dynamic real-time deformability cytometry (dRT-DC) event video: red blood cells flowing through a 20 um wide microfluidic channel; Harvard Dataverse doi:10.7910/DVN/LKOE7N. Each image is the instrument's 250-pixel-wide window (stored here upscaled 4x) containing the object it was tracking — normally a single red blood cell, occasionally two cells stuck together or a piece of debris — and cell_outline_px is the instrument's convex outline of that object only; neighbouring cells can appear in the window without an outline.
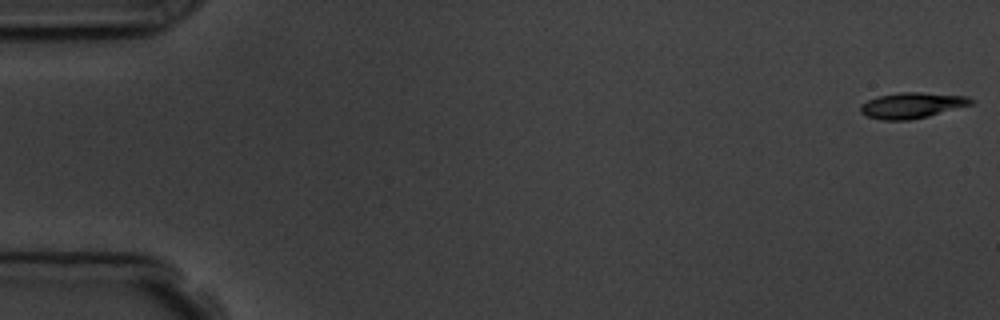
{"species": "common noctule bat (a hibernating species)", "species_latin": "Nyctalus noctula", "temperature_condition": "room temperature", "stored_images_in_passage": 8, "camera_frame_rate_fps": 3000, "um_per_image_px": 0.085, "animal": {"sex": "male", "body_mass_g": 19.5, "forearm_length_mm": 54.6}, "frame": {"image": 1, "passage_image": 1, "time_ms": 0.0, "image_size_px": [1000, 320], "cell_outline_px": [[976, 100], [972, 104], [928, 116], [908, 120], [880, 120], [868, 116], [860, 112], [860, 104], [868, 100], [880, 96], [900, 92], [920, 92], [968, 96]], "centroid_in_image_um": [77.53, 8.95], "position_along_channel_um": 7.5, "area_um2": 16.53}}
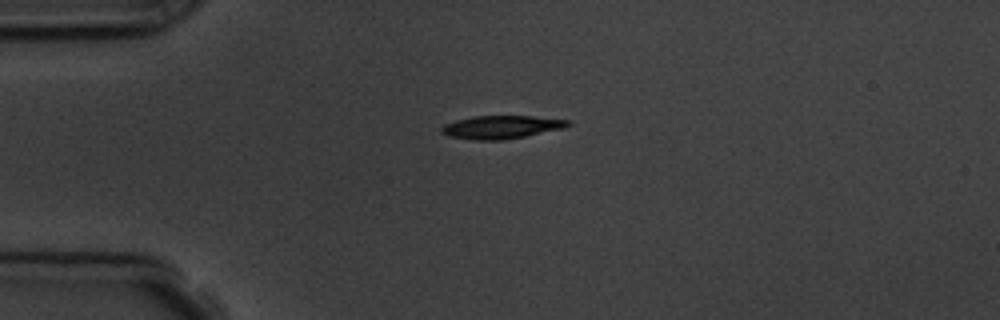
{"frame": {"image": 2, "passage_image": 5, "time_ms": 4.333, "image_size_px": [1000, 320], "cell_outline_px": [[572, 124], [564, 128], [504, 140], [476, 140], [448, 136], [440, 132], [440, 128], [444, 124], [456, 120], [472, 116], [532, 116], [572, 120]], "centroid_in_image_um": [42.61, 10.8], "position_along_channel_um": 42.4, "area_um2": 17.11}}
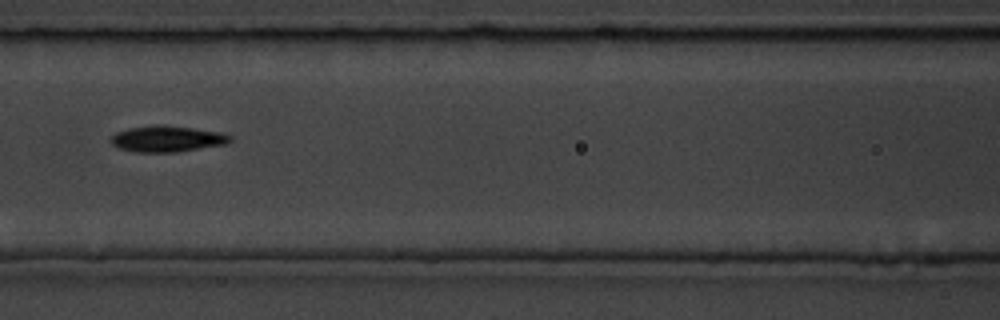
{"frame": {"image": 3, "passage_image": 8, "time_ms": 8.0, "image_size_px": [1000, 320], "cell_outline_px": [[232, 140], [224, 144], [176, 152], [136, 152], [120, 148], [112, 144], [108, 140], [116, 132], [128, 128], [156, 124], [164, 124], [220, 132], [232, 136]], "centroid_in_image_um": [14.17, 11.79], "position_along_channel_um": 152.4, "area_um2": 18.15}}